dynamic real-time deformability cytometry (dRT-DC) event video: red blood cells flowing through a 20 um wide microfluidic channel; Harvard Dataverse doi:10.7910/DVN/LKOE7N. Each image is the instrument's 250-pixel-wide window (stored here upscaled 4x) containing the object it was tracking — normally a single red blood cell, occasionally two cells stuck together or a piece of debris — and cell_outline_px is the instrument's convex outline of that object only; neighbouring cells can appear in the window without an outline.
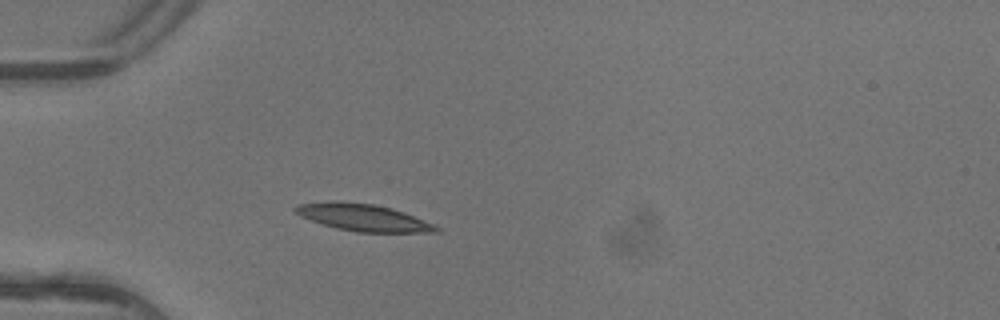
{"species": "common noctule bat (a hibernating species)", "species_latin": "Nyctalus noctula", "temperature_condition": "warm", "stored_images_in_passage": 2, "camera_frame_rate_fps": 3000, "um_per_image_px": 0.085, "animal": {"sex": "female"}, "frame": {"image": 1, "passage_image": 2, "time_ms": 0.333, "image_size_px": [1000, 320], "cell_outline_px": [[440, 232], [356, 232], [336, 228], [300, 216], [292, 208], [296, 204], [340, 200], [372, 204], [392, 208], [404, 212], [436, 224], [440, 228]], "centroid_in_image_um": [30.89, 18.48], "position_along_channel_um": 54.1, "area_um2": 22.25}}